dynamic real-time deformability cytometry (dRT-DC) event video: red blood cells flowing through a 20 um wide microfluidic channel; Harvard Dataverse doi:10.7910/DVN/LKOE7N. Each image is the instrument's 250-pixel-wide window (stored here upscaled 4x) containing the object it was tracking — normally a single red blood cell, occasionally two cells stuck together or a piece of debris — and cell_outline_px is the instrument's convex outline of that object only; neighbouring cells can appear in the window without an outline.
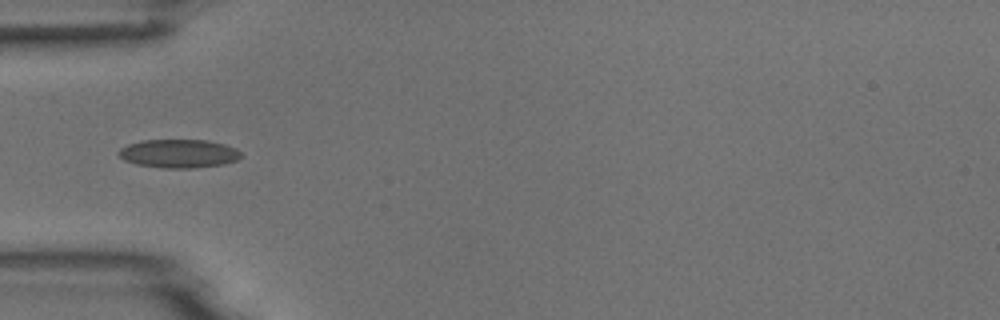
{"species": "common noctule bat (a hibernating species)", "species_latin": "Nyctalus noctula", "temperature_condition": "room temperature", "stored_images_in_passage": 4, "camera_frame_rate_fps": 3000, "um_per_image_px": 0.085, "animal": {"sex": "male", "body_mass_g": 18.8}, "frame": {"image": 1, "passage_image": 4, "time_ms": 1.0, "image_size_px": [1000, 320], "cell_outline_px": [[240, 156], [236, 160], [224, 164], [196, 168], [164, 168], [136, 164], [124, 160], [116, 152], [120, 148], [128, 144], [140, 140], [208, 140], [224, 144], [236, 148], [240, 152]], "centroid_in_image_um": [15.17, 13.05], "position_along_channel_um": 69.8, "area_um2": 20.4}}